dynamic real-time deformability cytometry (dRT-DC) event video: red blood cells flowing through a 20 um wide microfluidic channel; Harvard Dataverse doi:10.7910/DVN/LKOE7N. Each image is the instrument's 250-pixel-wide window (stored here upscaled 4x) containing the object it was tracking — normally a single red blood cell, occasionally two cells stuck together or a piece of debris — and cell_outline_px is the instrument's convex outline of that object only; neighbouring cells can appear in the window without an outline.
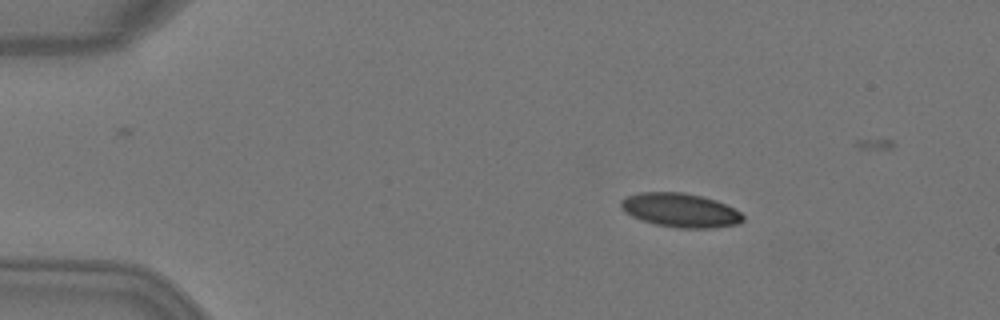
{"species": "Egyptian fruit bat (a non-hibernating species)", "species_latin": "Rousettus aegyptiacus", "temperature_condition": "warm", "stored_images_in_passage": 3, "camera_frame_rate_fps": 3000, "um_per_image_px": 0.085, "animal": {"sex": "female"}, "frame": {"image": 1, "passage_image": 1, "time_ms": 0.0, "image_size_px": [1000, 320], "cell_outline_px": [[744, 220], [740, 224], [712, 228], [676, 228], [656, 224], [632, 216], [624, 212], [620, 208], [620, 200], [628, 196], [640, 192], [680, 192], [700, 196], [716, 200], [740, 212], [744, 216]], "centroid_in_image_um": [57.83, 17.87], "position_along_channel_um": 27.2, "area_um2": 24.1}}
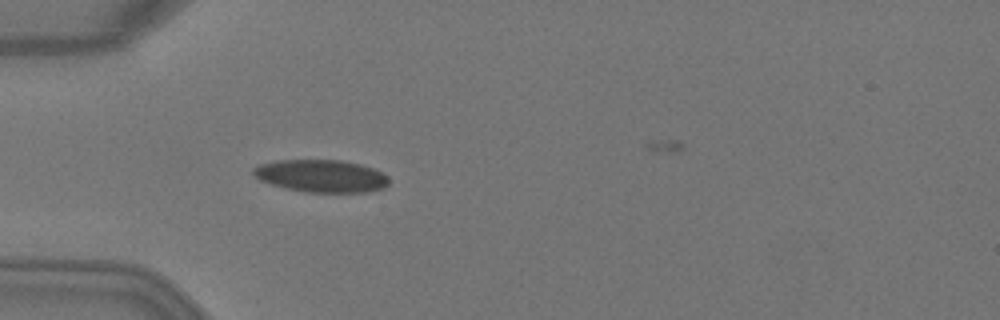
{"frame": {"image": 2, "passage_image": 3, "time_ms": 0.667, "image_size_px": [1000, 320], "cell_outline_px": [[388, 184], [384, 188], [364, 192], [304, 192], [272, 184], [260, 180], [252, 172], [252, 168], [260, 164], [276, 160], [340, 160], [360, 164], [384, 172], [388, 176]], "centroid_in_image_um": [27.32, 14.95], "position_along_channel_um": 57.7, "area_um2": 25.61}}